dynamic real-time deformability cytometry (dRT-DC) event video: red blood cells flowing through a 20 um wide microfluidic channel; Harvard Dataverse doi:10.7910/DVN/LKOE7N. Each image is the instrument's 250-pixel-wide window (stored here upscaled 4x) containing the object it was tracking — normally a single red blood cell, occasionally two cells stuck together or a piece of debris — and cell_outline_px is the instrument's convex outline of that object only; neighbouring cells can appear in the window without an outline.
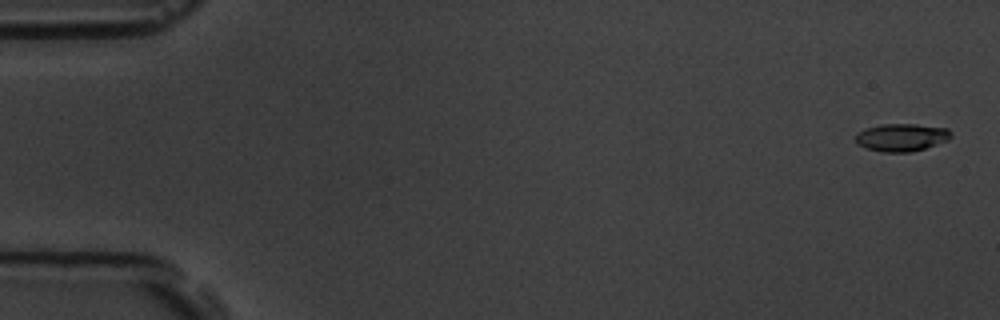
{"species": "common noctule bat (a hibernating species)", "species_latin": "Nyctalus noctula", "temperature_condition": "room temperature", "stored_images_in_passage": 6, "camera_frame_rate_fps": 3000, "um_per_image_px": 0.085, "animal": {"sex": "male", "body_mass_g": 19.5, "forearm_length_mm": 54.6}, "frame": {"image": 1, "passage_image": 1, "time_ms": 0.0, "image_size_px": [1000, 320], "cell_outline_px": [[952, 136], [948, 140], [912, 152], [880, 152], [856, 144], [856, 132], [864, 128], [880, 124], [916, 124], [948, 128], [952, 132]], "centroid_in_image_um": [76.62, 11.67], "position_along_channel_um": 8.4, "area_um2": 15.55}}
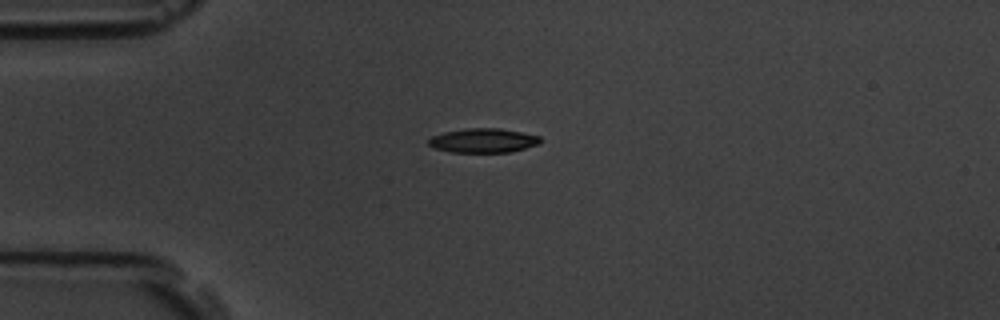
{"frame": {"image": 2, "passage_image": 4, "time_ms": 4.333, "image_size_px": [1000, 320], "cell_outline_px": [[540, 144], [512, 152], [452, 152], [436, 148], [428, 144], [428, 140], [432, 136], [444, 132], [464, 128], [500, 128], [540, 136]], "centroid_in_image_um": [41.09, 11.94], "position_along_channel_um": 43.9, "area_um2": 15.78}}
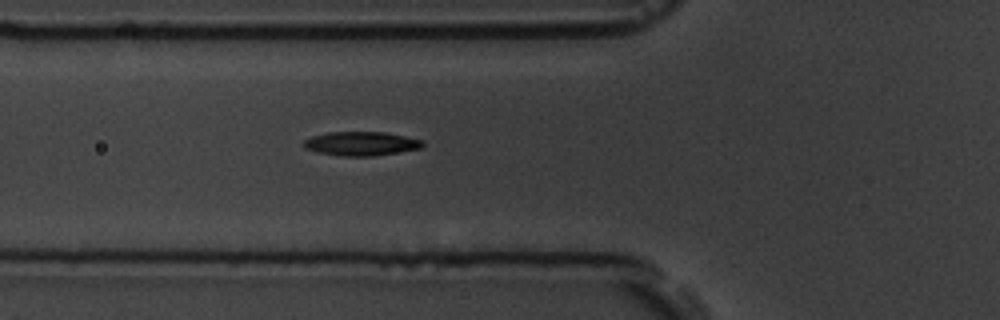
{"frame": {"image": 3, "passage_image": 6, "time_ms": 6.333, "image_size_px": [1000, 320], "cell_outline_px": [[424, 144], [420, 148], [372, 156], [340, 156], [316, 152], [304, 148], [300, 144], [304, 140], [312, 136], [328, 132], [384, 132], [424, 140]], "centroid_in_image_um": [30.63, 12.2], "position_along_channel_um": 95.2, "area_um2": 16.65}}